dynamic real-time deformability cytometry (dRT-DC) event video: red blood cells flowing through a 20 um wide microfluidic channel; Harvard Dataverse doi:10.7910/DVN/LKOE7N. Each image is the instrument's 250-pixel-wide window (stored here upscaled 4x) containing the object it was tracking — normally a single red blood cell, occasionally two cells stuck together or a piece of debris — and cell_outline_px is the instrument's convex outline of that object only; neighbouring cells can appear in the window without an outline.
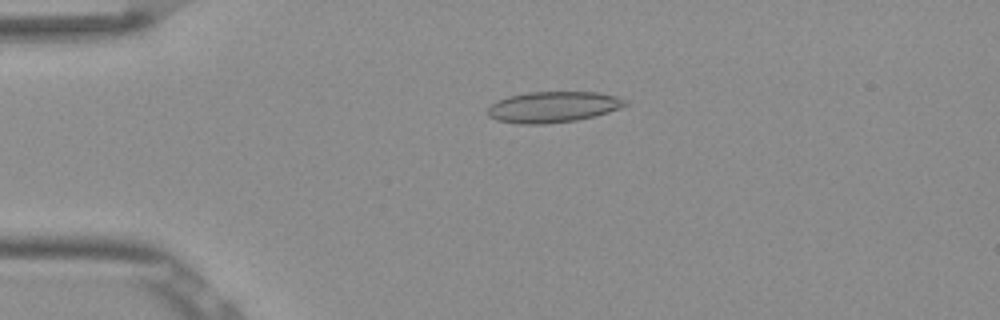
{"species": "Egyptian fruit bat (a non-hibernating species)", "species_latin": "Rousettus aegyptiacus", "temperature_condition": "room temperature", "stored_images_in_passage": 43, "camera_frame_rate_fps": 3000, "um_per_image_px": 0.085, "frame": {"image": 1, "passage_image": 3, "time_ms": 0.667, "image_size_px": [1000, 320], "cell_outline_px": [[628, 104], [620, 108], [608, 112], [576, 120], [544, 124], [520, 124], [496, 120], [488, 116], [488, 108], [496, 100], [508, 96], [528, 92], [596, 92], [616, 96], [628, 100]], "centroid_in_image_um": [46.99, 9.09], "position_along_channel_um": 38.0, "area_um2": 24.8}}
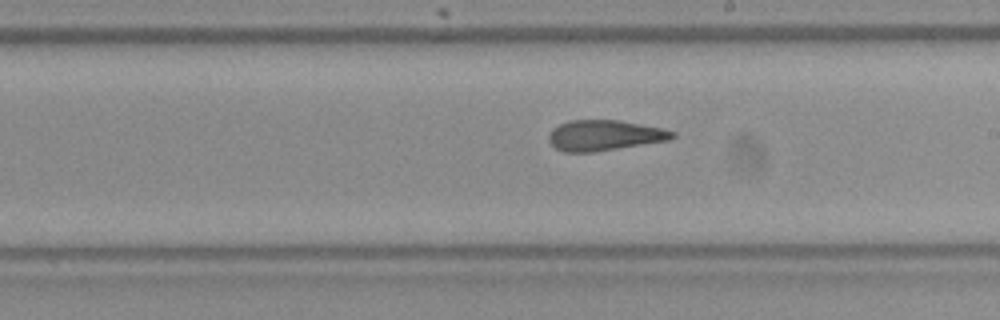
{"frame": {"image": 2, "passage_image": 21, "time_ms": 6.667, "image_size_px": [1000, 320], "cell_outline_px": [[676, 136], [668, 140], [592, 152], [564, 152], [556, 148], [548, 140], [548, 136], [552, 128], [568, 120], [620, 120], [664, 128], [676, 132]], "centroid_in_image_um": [51.37, 11.49], "position_along_channel_um": 237.6, "area_um2": 21.96}}
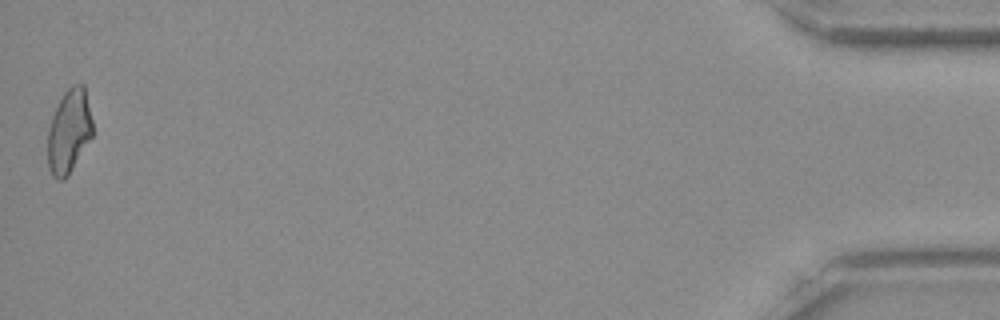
{"frame": {"image": 3, "passage_image": 43, "time_ms": 14.0, "image_size_px": [1000, 320], "cell_outline_px": [[92, 136], [68, 176], [64, 180], [56, 180], [52, 176], [48, 168], [48, 128], [52, 116], [64, 92], [72, 84], [84, 84], [92, 120]], "centroid_in_image_um": [5.86, 11.18], "position_along_channel_um": 429.3, "area_um2": 21.91}, "authors_computed_cell_mechanics": {"area_um2": 22.6576, "velocity_mm_per_s": 3.8903, "shape_relaxation_time_tau1_ms": null, "shape_relaxation_time_tau2_ms": 2.3258, "deformation_change_tau1": null, "deformation_change_tau2": 0.1034}}